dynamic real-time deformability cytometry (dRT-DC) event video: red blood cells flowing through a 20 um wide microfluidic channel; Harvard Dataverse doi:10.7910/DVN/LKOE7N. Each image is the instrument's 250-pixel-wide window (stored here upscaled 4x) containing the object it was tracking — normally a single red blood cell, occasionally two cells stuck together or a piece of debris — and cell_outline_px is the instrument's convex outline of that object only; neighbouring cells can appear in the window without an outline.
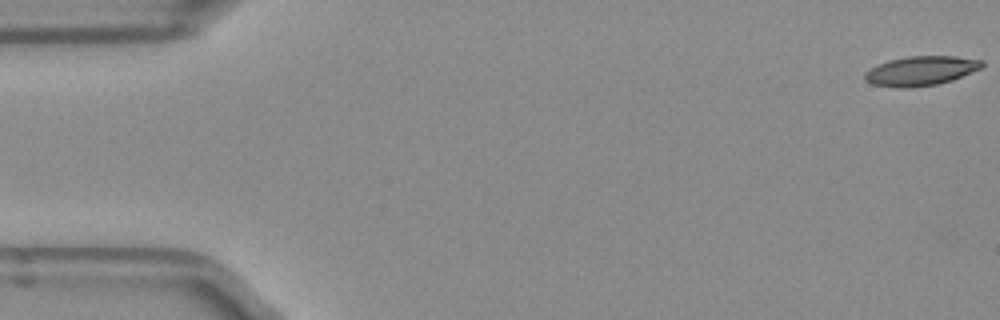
{"species": "Egyptian fruit bat (a non-hibernating species)", "species_latin": "Rousettus aegyptiacus", "temperature_condition": "room temperature", "stored_images_in_passage": 51, "camera_frame_rate_fps": 3000, "um_per_image_px": 0.085, "frame": {"image": 1, "passage_image": 1, "time_ms": 0.0, "image_size_px": [1000, 320], "cell_outline_px": [[984, 64], [980, 68], [952, 80], [936, 84], [912, 88], [896, 88], [872, 84], [864, 80], [864, 72], [888, 60], [908, 56], [956, 56], [980, 60]], "centroid_in_image_um": [78.23, 6.03], "position_along_channel_um": 6.8, "area_um2": 20.0}}
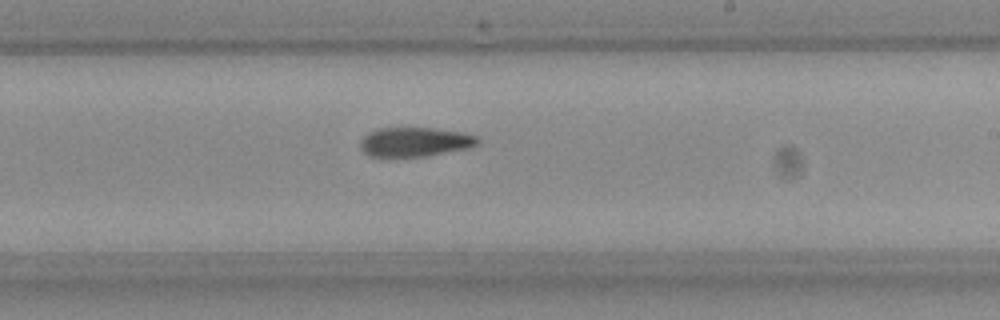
{"frame": {"image": 2, "passage_image": 30, "time_ms": 9.667, "image_size_px": [1000, 320], "cell_outline_px": [[480, 144], [468, 148], [424, 156], [368, 156], [360, 148], [360, 140], [368, 132], [376, 128], [432, 128], [460, 132], [476, 136], [480, 140]], "centroid_in_image_um": [35.24, 12.05], "position_along_channel_um": 253.8, "area_um2": 19.94}}
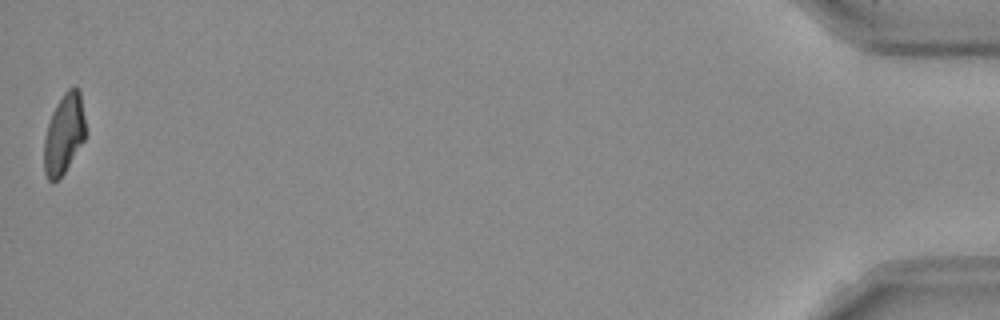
{"frame": {"image": 3, "passage_image": 51, "time_ms": 16.667, "image_size_px": [1000, 320], "cell_outline_px": [[84, 140], [64, 172], [56, 180], [48, 180], [44, 172], [44, 140], [48, 124], [52, 112], [56, 104], [64, 92], [72, 84], [76, 84], [80, 92], [84, 116]], "centroid_in_image_um": [5.43, 11.32], "position_along_channel_um": 429.8, "area_um2": 19.13}, "authors_computed_cell_mechanics": {"area_um2": 20.7502, "velocity_mm_per_s": 3.9645, "shape_relaxation_time_tau1_ms": null, "shape_relaxation_time_tau2_ms": 5.8859, "deformation_change_tau1": null, "deformation_change_tau2": 0.1542}}